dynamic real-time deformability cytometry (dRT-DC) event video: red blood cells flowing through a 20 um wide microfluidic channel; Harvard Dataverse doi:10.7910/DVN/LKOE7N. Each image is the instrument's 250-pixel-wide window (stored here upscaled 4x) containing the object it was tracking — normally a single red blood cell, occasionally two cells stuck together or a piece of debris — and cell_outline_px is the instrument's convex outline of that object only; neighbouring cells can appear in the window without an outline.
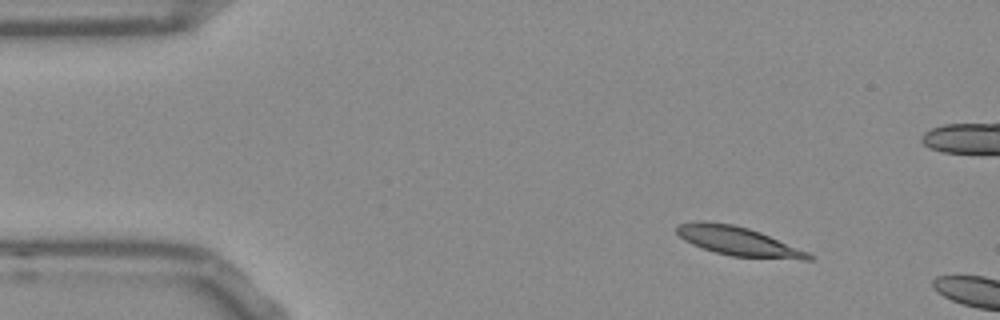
{"species": "Egyptian fruit bat (a non-hibernating species)", "species_latin": "Rousettus aegyptiacus", "temperature_condition": "room temperature", "stored_images_in_passage": 9, "camera_frame_rate_fps": 3000, "um_per_image_px": 0.085, "frame": {"image": 1, "passage_image": 6, "time_ms": 1.667, "image_size_px": [1000, 320], "cell_outline_px": [[816, 256], [812, 260], [804, 260], [732, 256], [716, 252], [692, 244], [684, 240], [676, 232], [676, 224], [700, 220], [704, 220], [732, 224], [748, 228], [760, 232], [808, 252]], "centroid_in_image_um": [62.74, 20.49], "position_along_channel_um": 22.3, "area_um2": 22.25}}